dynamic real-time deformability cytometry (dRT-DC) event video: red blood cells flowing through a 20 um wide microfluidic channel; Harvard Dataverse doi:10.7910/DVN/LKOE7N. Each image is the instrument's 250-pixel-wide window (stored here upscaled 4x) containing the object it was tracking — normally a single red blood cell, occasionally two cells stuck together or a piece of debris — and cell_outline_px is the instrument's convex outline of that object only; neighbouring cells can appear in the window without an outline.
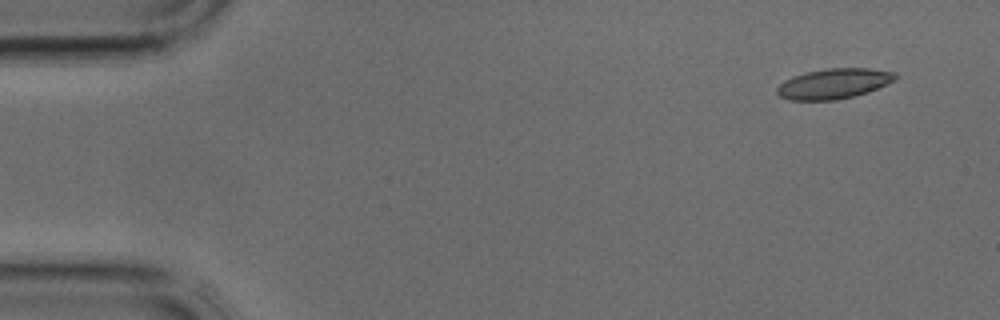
{"species": "common noctule bat (a hibernating species)", "species_latin": "Nyctalus noctula", "temperature_condition": "cold", "stored_images_in_passage": 3, "camera_frame_rate_fps": 3000, "um_per_image_px": 0.085, "animal": {"sex": "male", "body_mass_g": 17.9, "forearm_length_mm": 54.2}, "frame": {"image": 1, "passage_image": 3, "time_ms": 0.667, "image_size_px": [1000, 320], "cell_outline_px": [[896, 80], [868, 92], [836, 100], [788, 100], [780, 96], [776, 92], [776, 88], [784, 80], [792, 76], [808, 72], [828, 68], [868, 68], [896, 72]], "centroid_in_image_um": [70.86, 7.11], "position_along_channel_um": 14.1, "area_um2": 20.81}}